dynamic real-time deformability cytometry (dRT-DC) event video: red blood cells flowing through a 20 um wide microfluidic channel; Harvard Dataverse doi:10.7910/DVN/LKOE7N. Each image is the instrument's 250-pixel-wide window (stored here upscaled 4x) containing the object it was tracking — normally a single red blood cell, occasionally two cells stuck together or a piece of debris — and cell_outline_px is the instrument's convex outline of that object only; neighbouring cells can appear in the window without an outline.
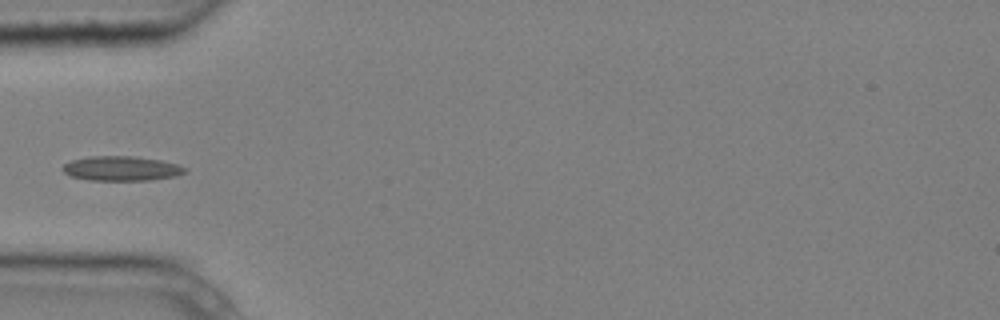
{"species": "common noctule bat (a hibernating species)", "species_latin": "Nyctalus noctula", "temperature_condition": "cold", "stored_images_in_passage": 4, "camera_frame_rate_fps": 3000, "um_per_image_px": 0.085, "animal": {"sex": "male", "body_mass_g": 20.4}, "frame": {"image": 1, "passage_image": 1, "time_ms": 0.0, "image_size_px": [1000, 320], "cell_outline_px": [[188, 172], [176, 176], [148, 180], [88, 180], [68, 176], [60, 168], [64, 164], [72, 160], [88, 156], [136, 156], [160, 160], [176, 164], [184, 168]], "centroid_in_image_um": [10.27, 14.32], "position_along_channel_um": 74.7, "area_um2": 17.63}}
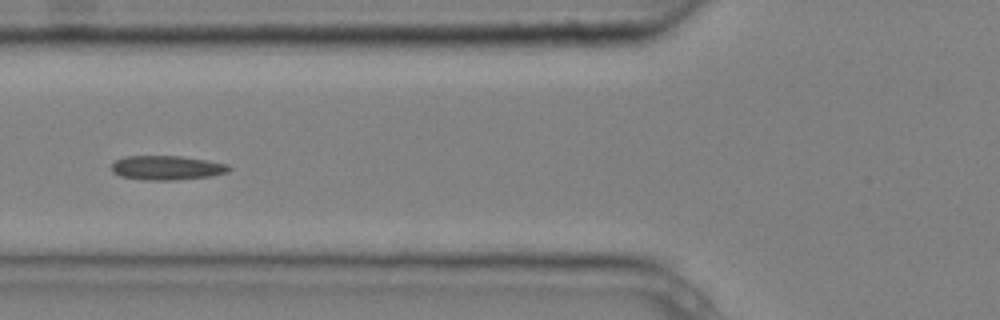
{"frame": {"image": 2, "passage_image": 2, "time_ms": 0.333, "image_size_px": [1000, 320], "cell_outline_px": [[232, 168], [228, 172], [212, 176], [172, 180], [144, 180], [120, 176], [112, 172], [112, 164], [116, 160], [124, 156], [180, 156], [208, 160], [228, 164]], "centroid_in_image_um": [14.2, 14.26], "position_along_channel_um": 111.6, "area_um2": 16.7}}
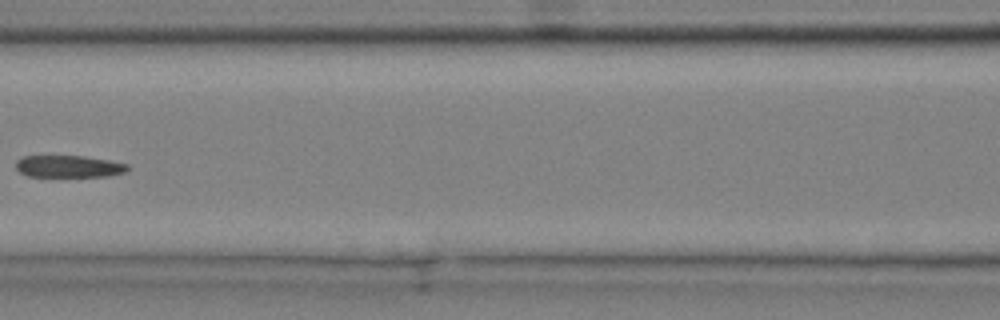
{"frame": {"image": 3, "passage_image": 3, "time_ms": 0.667, "image_size_px": [1000, 320], "cell_outline_px": [[128, 168], [124, 172], [108, 176], [28, 176], [20, 172], [16, 168], [16, 160], [24, 156], [84, 156], [112, 160], [128, 164]], "centroid_in_image_um": [5.85, 14.13], "position_along_channel_um": 160.7, "area_um2": 14.28}}